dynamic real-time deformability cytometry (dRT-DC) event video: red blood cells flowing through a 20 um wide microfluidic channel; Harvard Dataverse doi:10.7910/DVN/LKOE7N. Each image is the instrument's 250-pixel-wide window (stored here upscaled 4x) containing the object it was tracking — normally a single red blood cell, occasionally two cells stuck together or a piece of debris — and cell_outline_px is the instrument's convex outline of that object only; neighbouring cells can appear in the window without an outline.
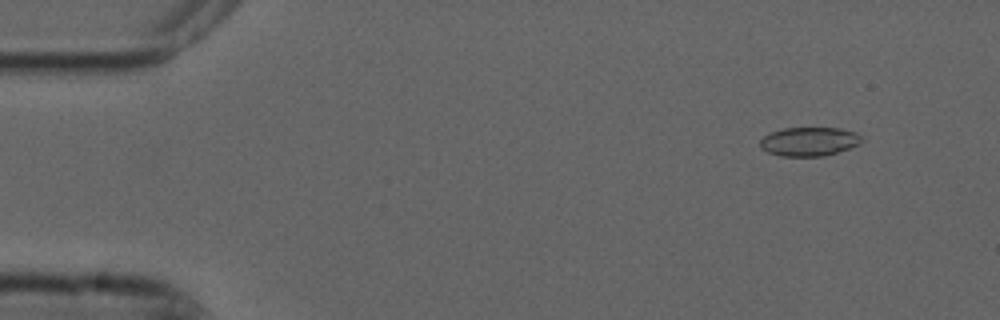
{"species": "common noctule bat (a hibernating species)", "species_latin": "Nyctalus noctula", "temperature_condition": "cold", "stored_images_in_passage": 4, "camera_frame_rate_fps": 3000, "um_per_image_px": 0.085, "animal": {"sex": "male", "forearm_length_mm": 52.5}, "frame": {"image": 1, "passage_image": 1, "time_ms": 0.0, "image_size_px": [1000, 320], "cell_outline_px": [[860, 144], [836, 152], [820, 156], [780, 156], [768, 152], [760, 148], [760, 140], [764, 136], [772, 132], [784, 128], [840, 128], [856, 132], [860, 136]], "centroid_in_image_um": [68.75, 12.02], "position_along_channel_um": 16.3, "area_um2": 16.88}}
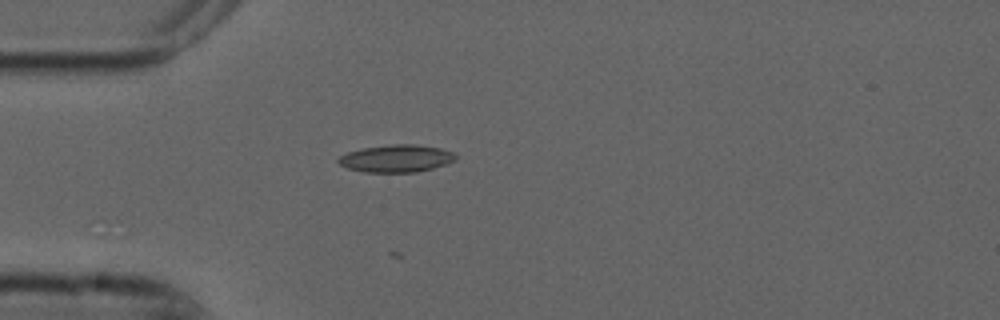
{"frame": {"image": 2, "passage_image": 3, "time_ms": 0.667, "image_size_px": [1000, 320], "cell_outline_px": [[456, 160], [432, 168], [416, 172], [364, 172], [348, 168], [340, 164], [336, 160], [340, 156], [348, 152], [364, 148], [388, 144], [416, 144], [440, 148], [456, 152]], "centroid_in_image_um": [33.7, 13.46], "position_along_channel_um": 51.3, "area_um2": 18.73}}